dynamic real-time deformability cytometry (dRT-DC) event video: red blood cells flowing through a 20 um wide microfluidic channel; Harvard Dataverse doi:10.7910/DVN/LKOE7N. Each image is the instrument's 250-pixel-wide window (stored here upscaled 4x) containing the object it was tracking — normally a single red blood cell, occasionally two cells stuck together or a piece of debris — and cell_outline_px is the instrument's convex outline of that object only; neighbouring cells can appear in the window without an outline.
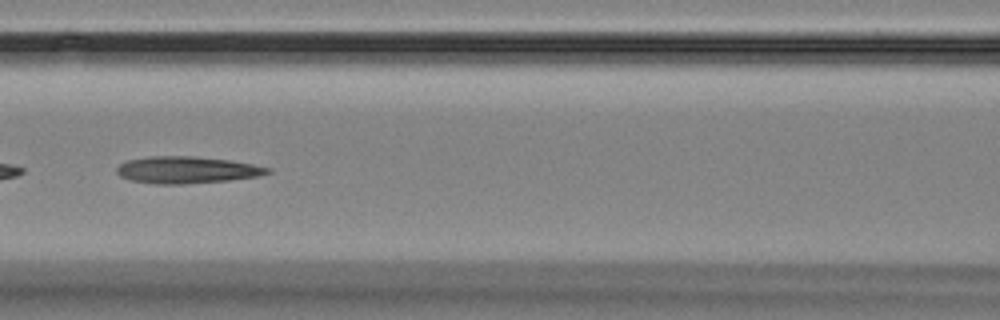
{"species": "Egyptian fruit bat (a non-hibernating species)", "species_latin": "Rousettus aegyptiacus", "temperature_condition": "room temperature", "stored_images_in_passage": 10, "camera_frame_rate_fps": 3000, "um_per_image_px": 0.085, "animal": {"sex": "female"}, "frame": {"image": 1, "passage_image": 5, "time_ms": 5.333, "image_size_px": [1000, 320], "cell_outline_px": [[272, 172], [256, 176], [228, 180], [184, 184], [156, 184], [132, 180], [120, 176], [116, 172], [116, 168], [120, 164], [128, 160], [148, 156], [192, 156], [232, 160], [272, 168]], "centroid_in_image_um": [15.88, 14.43], "position_along_channel_um": 150.7, "area_um2": 23.58}}
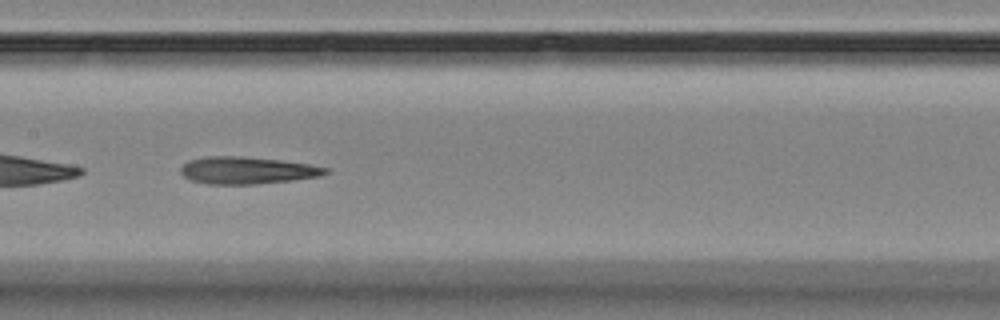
{"frame": {"image": 2, "passage_image": 6, "time_ms": 6.333, "image_size_px": [1000, 320], "cell_outline_px": [[328, 172], [320, 176], [292, 180], [256, 184], [208, 184], [192, 180], [184, 176], [180, 172], [180, 168], [188, 160], [208, 156], [240, 156], [280, 160], [312, 164], [328, 168]], "centroid_in_image_um": [21.01, 14.47], "position_along_channel_um": 186.4, "area_um2": 22.89}}